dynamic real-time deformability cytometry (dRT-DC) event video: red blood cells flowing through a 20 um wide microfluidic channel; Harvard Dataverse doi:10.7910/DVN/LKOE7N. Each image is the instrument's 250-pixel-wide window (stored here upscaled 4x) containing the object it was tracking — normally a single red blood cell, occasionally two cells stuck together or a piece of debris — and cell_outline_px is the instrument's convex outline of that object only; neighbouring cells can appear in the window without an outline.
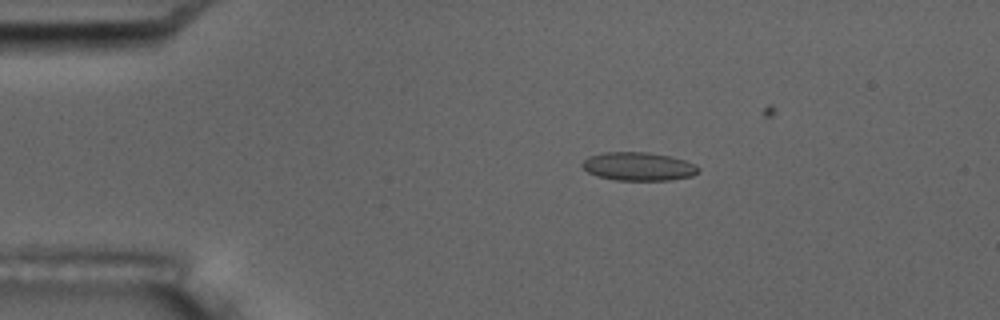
{"species": "common noctule bat (a hibernating species)", "species_latin": "Nyctalus noctula", "temperature_condition": "room temperature", "stored_images_in_passage": 7, "camera_frame_rate_fps": 3000, "um_per_image_px": 0.085, "animal": {"sex": "male", "body_mass_g": 17.5, "forearm_length_mm": 52.3}, "frame": {"image": 1, "passage_image": 2, "time_ms": 1.0, "image_size_px": [1000, 320], "cell_outline_px": [[700, 172], [692, 176], [672, 180], [616, 180], [596, 176], [588, 172], [580, 164], [588, 156], [604, 152], [648, 152], [668, 156], [684, 160], [696, 164], [700, 168]], "centroid_in_image_um": [54.28, 14.15], "position_along_channel_um": 30.7, "area_um2": 19.36}}
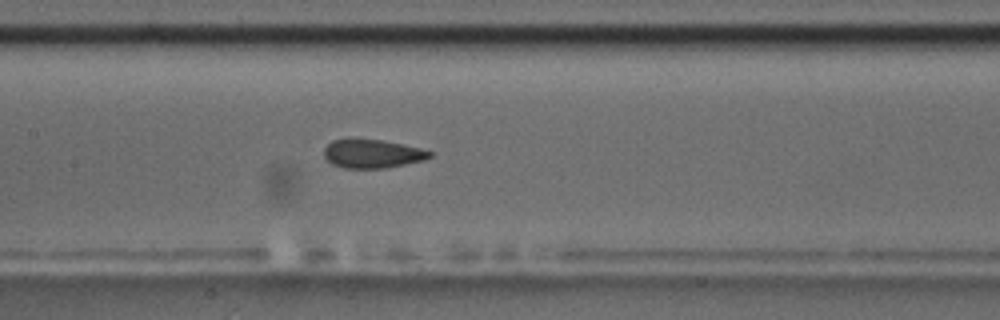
{"frame": {"image": 2, "passage_image": 7, "time_ms": 6.667, "image_size_px": [1000, 320], "cell_outline_px": [[432, 156], [424, 160], [384, 168], [344, 168], [332, 164], [324, 156], [324, 148], [332, 140], [348, 136], [380, 140], [420, 148], [432, 152]], "centroid_in_image_um": [31.58, 13.03], "position_along_channel_um": 175.8, "area_um2": 17.92}}